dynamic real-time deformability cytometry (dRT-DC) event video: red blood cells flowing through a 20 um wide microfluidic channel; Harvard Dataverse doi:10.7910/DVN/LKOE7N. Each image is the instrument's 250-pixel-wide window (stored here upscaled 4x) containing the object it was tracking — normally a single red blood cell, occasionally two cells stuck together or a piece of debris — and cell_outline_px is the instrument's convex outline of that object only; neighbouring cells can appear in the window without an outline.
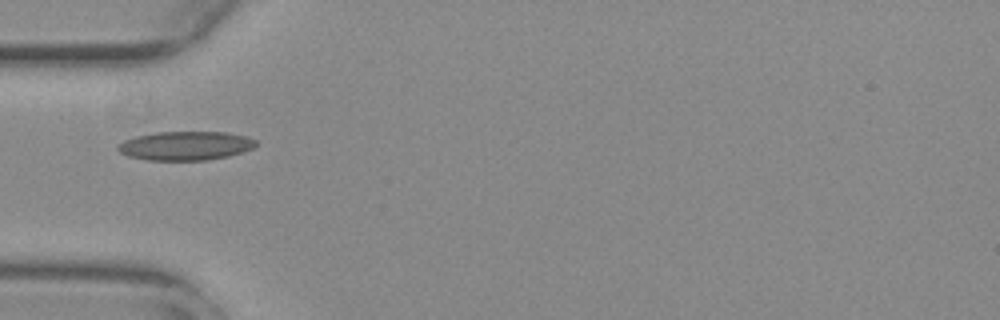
{"species": "common noctule bat (a hibernating species)", "species_latin": "Nyctalus noctula", "temperature_condition": "warm", "stored_images_in_passage": 38, "camera_frame_rate_fps": 3000, "um_per_image_px": 0.085, "animal": {"sex": "female", "body_mass_g": 29.2, "forearm_length_mm": 56.3}, "frame": {"image": 1, "passage_image": 1, "time_ms": 0.0, "image_size_px": [1000, 320], "cell_outline_px": [[256, 144], [252, 148], [228, 156], [208, 160], [148, 160], [128, 156], [120, 152], [116, 148], [116, 144], [124, 140], [136, 136], [156, 132], [224, 132], [244, 136], [256, 140]], "centroid_in_image_um": [15.71, 12.39], "position_along_channel_um": 69.3, "area_um2": 23.12}}
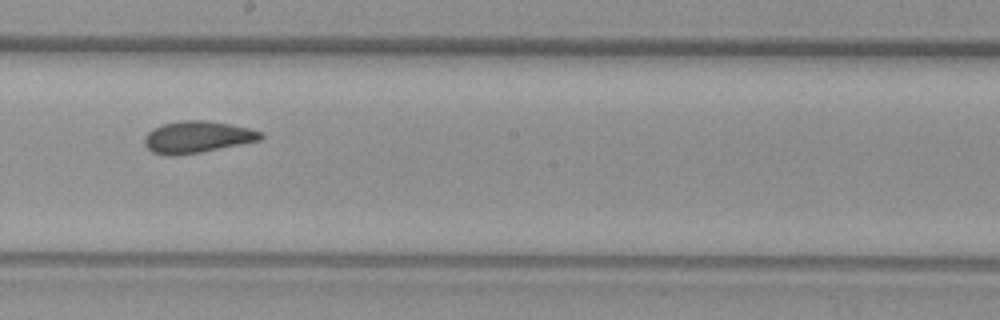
{"frame": {"image": 2, "passage_image": 14, "time_ms": 4.333, "image_size_px": [1000, 320], "cell_outline_px": [[264, 136], [260, 140], [200, 152], [176, 156], [164, 156], [152, 152], [144, 144], [144, 136], [152, 128], [160, 124], [184, 120], [204, 120], [228, 124], [248, 128], [260, 132]], "centroid_in_image_um": [16.69, 11.65], "position_along_channel_um": 231.5, "area_um2": 21.5}}
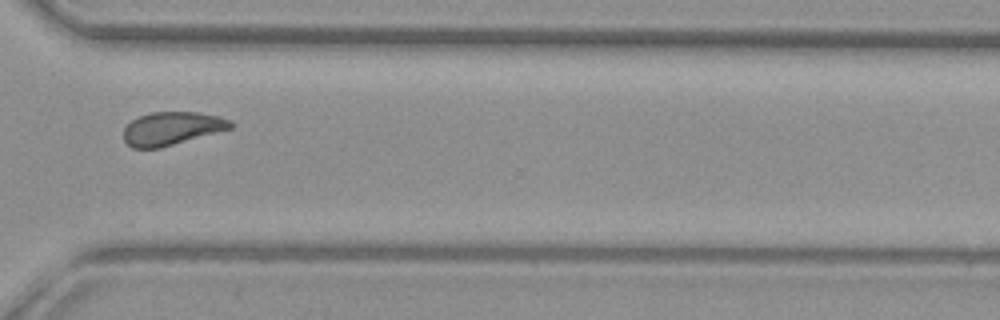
{"frame": {"image": 3, "passage_image": 24, "time_ms": 7.667, "image_size_px": [1000, 320], "cell_outline_px": [[232, 128], [160, 148], [132, 148], [124, 140], [124, 128], [132, 120], [140, 116], [152, 112], [196, 112], [220, 116], [232, 120]], "centroid_in_image_um": [14.61, 10.91], "position_along_channel_um": 356.0, "area_um2": 20.58}, "authors_computed_cell_mechanics": {"area_um2": 21.1837, "velocity_mm_per_s": 3.7339, "shape_relaxation_time_tau1_ms": 8.1278, "shape_relaxation_time_tau2_ms": 2.3756, "deformation_change_tau1": 0.1706, "deformation_change_tau2": 0.0786}}